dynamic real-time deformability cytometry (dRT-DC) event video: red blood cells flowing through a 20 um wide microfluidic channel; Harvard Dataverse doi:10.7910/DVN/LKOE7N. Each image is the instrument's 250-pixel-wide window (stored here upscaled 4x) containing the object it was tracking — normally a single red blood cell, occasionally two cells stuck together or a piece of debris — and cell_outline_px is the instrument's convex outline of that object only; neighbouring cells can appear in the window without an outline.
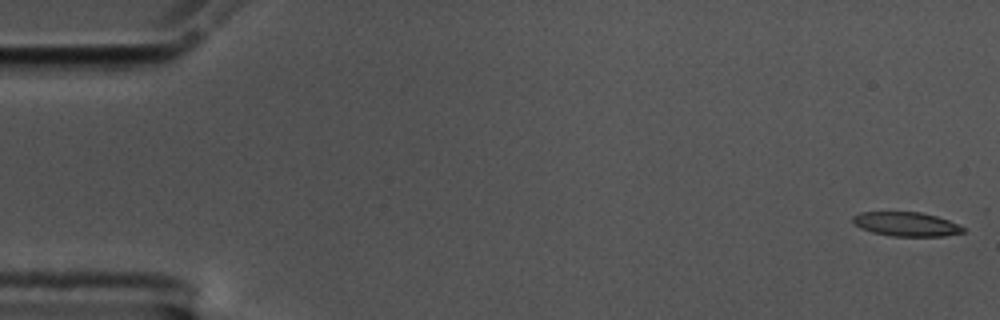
{"species": "common noctule bat (a hibernating species)", "species_latin": "Nyctalus noctula", "temperature_condition": "cold", "stored_images_in_passage": 52, "camera_frame_rate_fps": 3000, "um_per_image_px": 0.085, "animal": {"sex": "male", "body_mass_g": 17.5, "forearm_length_mm": 52.3}, "frame": {"image": 1, "passage_image": 1, "time_ms": 0.0, "image_size_px": [1000, 320], "cell_outline_px": [[964, 232], [944, 236], [892, 236], [872, 232], [860, 228], [852, 224], [852, 216], [860, 212], [920, 212], [936, 216], [948, 220], [964, 228]], "centroid_in_image_um": [76.97, 19.05], "position_along_channel_um": 8.0, "area_um2": 15.49}}
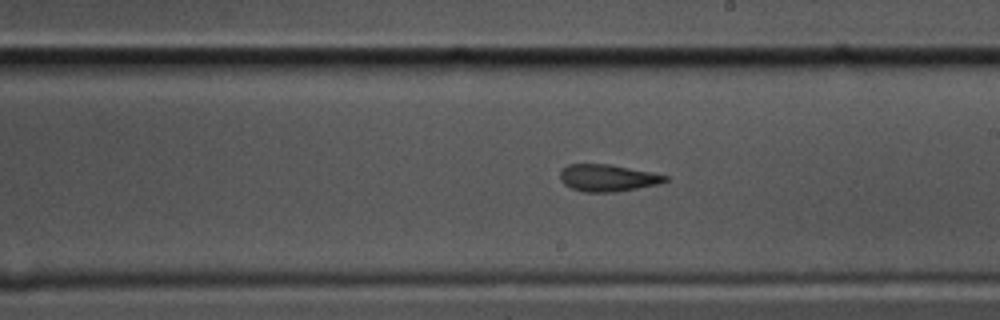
{"frame": {"image": 2, "passage_image": 32, "time_ms": 10.333, "image_size_px": [1000, 320], "cell_outline_px": [[668, 180], [660, 184], [616, 192], [584, 192], [572, 188], [564, 184], [560, 180], [560, 172], [568, 164], [608, 164], [668, 176]], "centroid_in_image_um": [51.63, 15.13], "position_along_channel_um": 237.4, "area_um2": 16.36}}
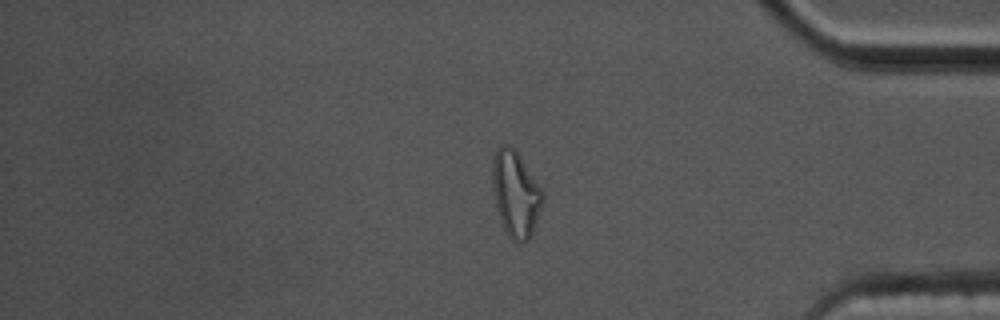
{"frame": {"image": 3, "passage_image": 47, "time_ms": 15.333, "image_size_px": [1000, 320], "cell_outline_px": [[544, 200], [532, 232], [528, 240], [524, 244], [512, 240], [508, 236], [500, 220], [496, 208], [492, 188], [492, 156], [496, 148], [504, 144], [508, 144], [516, 148], [544, 192]], "centroid_in_image_um": [43.81, 16.43], "position_along_channel_um": 391.4, "area_um2": 25.66}, "authors_computed_cell_mechanics": {"area_um2": 16.9065, "velocity_mm_per_s": 3.5499, "shape_relaxation_time_tau1_ms": 5.403, "shape_relaxation_time_tau2_ms": 2.296, "deformation_change_tau1": 0.2134, "deformation_change_tau2": 0.1218}}